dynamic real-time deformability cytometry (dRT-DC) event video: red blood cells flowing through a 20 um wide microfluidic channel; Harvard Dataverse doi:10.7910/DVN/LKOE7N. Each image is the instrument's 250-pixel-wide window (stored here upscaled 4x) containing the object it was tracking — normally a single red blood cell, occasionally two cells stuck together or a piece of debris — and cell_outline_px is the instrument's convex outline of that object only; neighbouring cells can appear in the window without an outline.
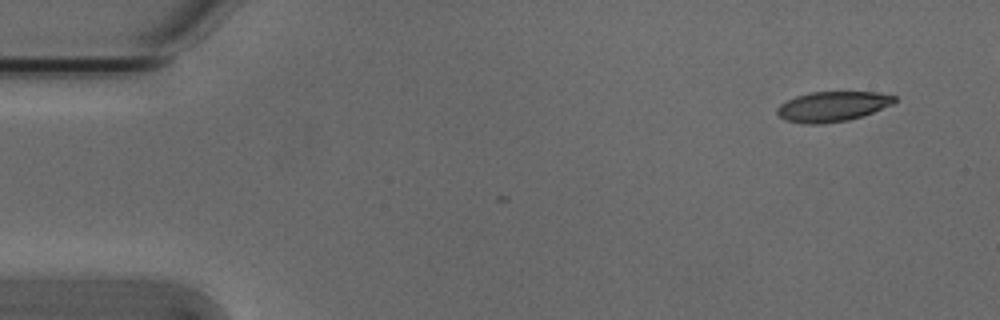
{"species": "Egyptian fruit bat (a non-hibernating species)", "species_latin": "Rousettus aegyptiacus", "temperature_condition": "cold", "stored_images_in_passage": 4, "camera_frame_rate_fps": 3000, "um_per_image_px": 0.085, "animal": {"sex": "male"}, "frame": {"image": 1, "passage_image": 1, "time_ms": 0.0, "image_size_px": [1000, 320], "cell_outline_px": [[896, 100], [892, 104], [872, 112], [848, 120], [820, 124], [804, 124], [784, 120], [776, 112], [776, 108], [780, 104], [796, 96], [812, 92], [876, 92], [896, 96]], "centroid_in_image_um": [70.72, 9.05], "position_along_channel_um": 14.3, "area_um2": 20.4}}